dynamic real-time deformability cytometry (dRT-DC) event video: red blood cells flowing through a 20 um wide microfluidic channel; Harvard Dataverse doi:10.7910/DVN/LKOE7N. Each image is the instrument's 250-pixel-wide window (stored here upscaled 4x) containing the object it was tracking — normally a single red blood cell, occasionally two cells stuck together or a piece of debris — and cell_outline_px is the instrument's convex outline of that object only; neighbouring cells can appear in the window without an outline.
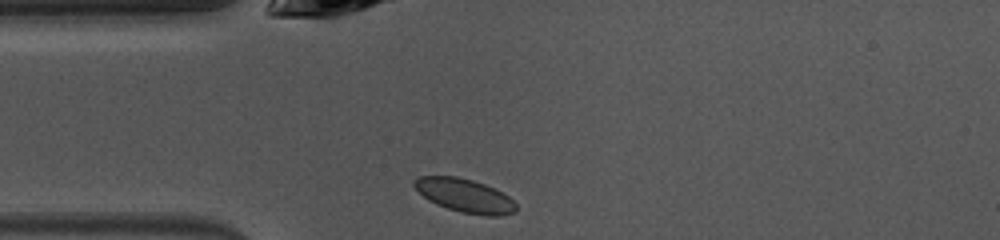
{"species": "common noctule bat (a hibernating species)", "species_latin": "Nyctalus noctula", "temperature_condition": "warm", "stored_images_in_passage": 38, "camera_frame_rate_fps": 3000, "um_per_image_px": 0.085, "animal": {"sex": "female", "body_mass_g": 10.0, "forearm_length_mm": 53.1}, "frame": {"image": 1, "passage_image": 1, "time_ms": 0.0, "image_size_px": [1000, 240], "cell_outline_px": [[516, 212], [500, 216], [484, 216], [460, 212], [436, 204], [428, 200], [412, 184], [412, 180], [420, 176], [456, 176], [472, 180], [496, 188], [508, 196], [516, 204]], "centroid_in_image_um": [39.52, 16.62], "position_along_channel_um": 45.5, "area_um2": 20.0}}
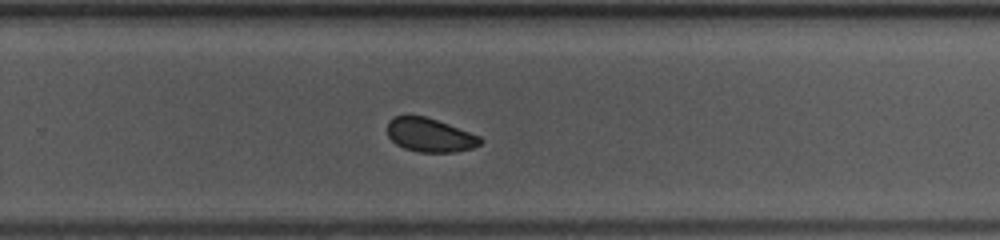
{"frame": {"image": 2, "passage_image": 20, "time_ms": 6.333, "image_size_px": [1000, 240], "cell_outline_px": [[484, 140], [480, 144], [472, 148], [456, 152], [420, 152], [404, 148], [396, 144], [388, 136], [388, 120], [392, 116], [424, 116], [448, 124], [480, 136]], "centroid_in_image_um": [36.54, 11.48], "position_along_channel_um": 293.3, "area_um2": 18.21}}
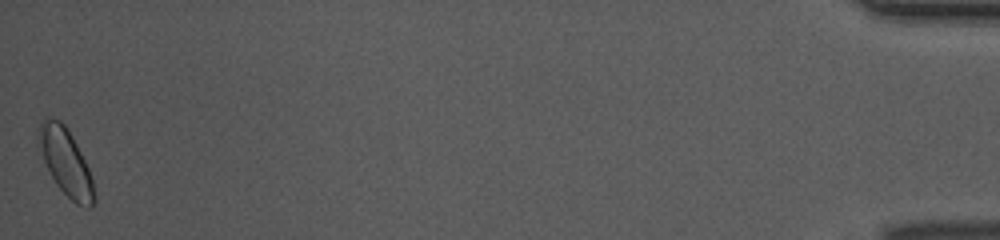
{"frame": {"image": 3, "passage_image": 38, "time_ms": 12.333, "image_size_px": [1000, 240], "cell_outline_px": [[96, 200], [88, 208], [76, 204], [56, 184], [44, 160], [36, 136], [36, 128], [44, 116], [48, 116], [60, 120], [64, 124], [72, 136], [88, 168], [92, 180], [96, 196]], "centroid_in_image_um": [5.56, 13.72], "position_along_channel_um": 429.6, "area_um2": 21.44}, "authors_computed_cell_mechanics": {"area_um2": 19.074, "velocity_mm_per_s": 4.0247, "shape_relaxation_time_tau1_ms": 2.6912, "shape_relaxation_time_tau2_ms": null, "deformation_change_tau1": 0.0537, "deformation_change_tau2": null}}